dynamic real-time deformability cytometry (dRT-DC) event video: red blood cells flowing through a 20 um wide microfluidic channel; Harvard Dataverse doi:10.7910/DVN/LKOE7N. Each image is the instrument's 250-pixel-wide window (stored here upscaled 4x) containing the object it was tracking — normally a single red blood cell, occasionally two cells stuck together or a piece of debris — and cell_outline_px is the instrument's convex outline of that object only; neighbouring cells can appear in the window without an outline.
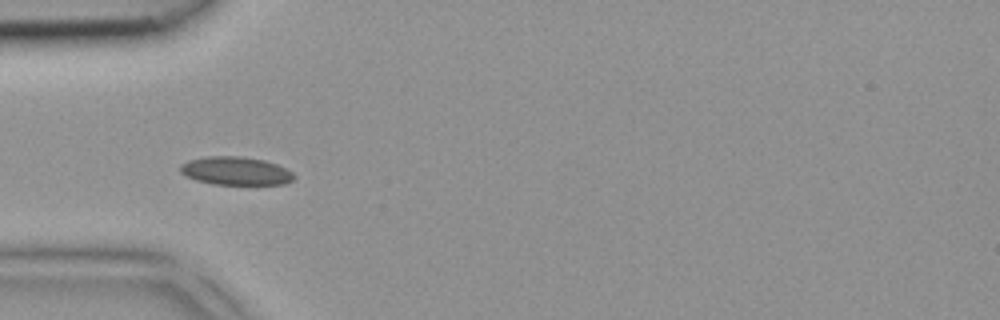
{"species": "common noctule bat (a hibernating species)", "species_latin": "Nyctalus noctula", "temperature_condition": "room temperature", "stored_images_in_passage": 4, "camera_frame_rate_fps": 3000, "um_per_image_px": 0.085, "animal": {"sex": "female", "body_mass_g": 18.4}, "frame": {"image": 1, "passage_image": 3, "time_ms": 0.667, "image_size_px": [1000, 320], "cell_outline_px": [[296, 176], [292, 180], [284, 184], [212, 184], [196, 180], [180, 172], [180, 164], [188, 160], [208, 156], [240, 156], [264, 160], [276, 164], [292, 172]], "centroid_in_image_um": [20.02, 14.52], "position_along_channel_um": 65.0, "area_um2": 18.61}}